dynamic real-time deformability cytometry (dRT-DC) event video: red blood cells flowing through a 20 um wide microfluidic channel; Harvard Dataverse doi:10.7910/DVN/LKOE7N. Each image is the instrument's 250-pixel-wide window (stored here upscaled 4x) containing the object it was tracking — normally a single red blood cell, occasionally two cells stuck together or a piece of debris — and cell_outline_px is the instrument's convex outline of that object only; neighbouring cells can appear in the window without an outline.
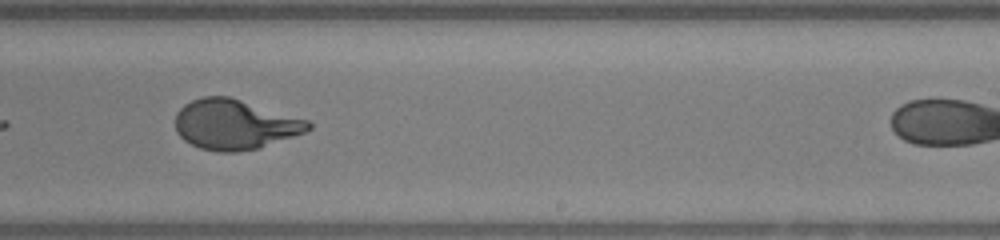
{"species": "human", "species_latin": "Homo sapiens", "temperature_condition": "warm", "stored_images_in_passage": 25, "camera_frame_rate_fps": 3000, "um_per_image_px": 0.085, "donor": {"sex": "female"}, "frame": {"image": 1, "passage_image": 15, "time_ms": 4.667, "image_size_px": [1000, 240], "cell_outline_px": [[312, 128], [304, 132], [260, 148], [236, 152], [220, 152], [200, 148], [184, 140], [176, 132], [176, 112], [184, 104], [192, 100], [204, 96], [228, 96], [308, 120], [312, 124]], "centroid_in_image_um": [19.94, 10.58], "position_along_channel_um": 269.1, "area_um2": 38.55}}